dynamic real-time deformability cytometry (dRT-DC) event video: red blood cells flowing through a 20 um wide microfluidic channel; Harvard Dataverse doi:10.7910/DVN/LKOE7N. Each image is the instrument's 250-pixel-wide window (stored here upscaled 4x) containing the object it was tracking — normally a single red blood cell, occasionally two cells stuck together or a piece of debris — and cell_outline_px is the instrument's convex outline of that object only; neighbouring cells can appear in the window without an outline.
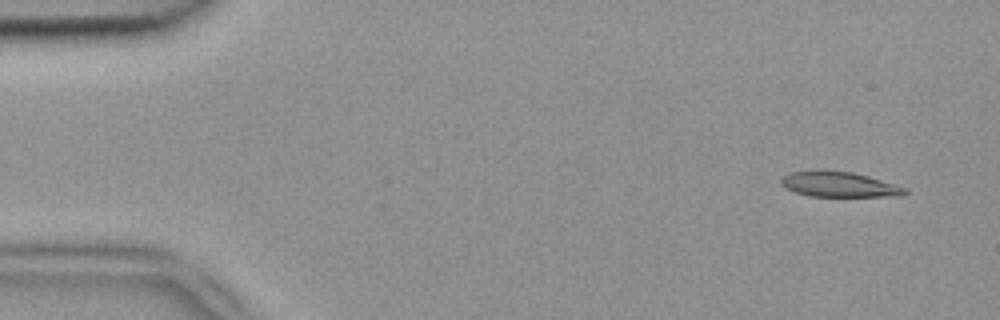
{"species": "common noctule bat (a hibernating species)", "species_latin": "Nyctalus noctula", "temperature_condition": "room temperature", "stored_images_in_passage": 5, "camera_frame_rate_fps": 3000, "um_per_image_px": 0.085, "animal": {"sex": "female", "body_mass_g": 18.4}, "frame": {"image": 1, "passage_image": 1, "time_ms": 0.0, "image_size_px": [1000, 320], "cell_outline_px": [[908, 192], [904, 196], [808, 196], [784, 188], [780, 184], [780, 176], [788, 172], [816, 168], [852, 172], [868, 176], [908, 188]], "centroid_in_image_um": [71.25, 15.64], "position_along_channel_um": 13.8, "area_um2": 18.84}}
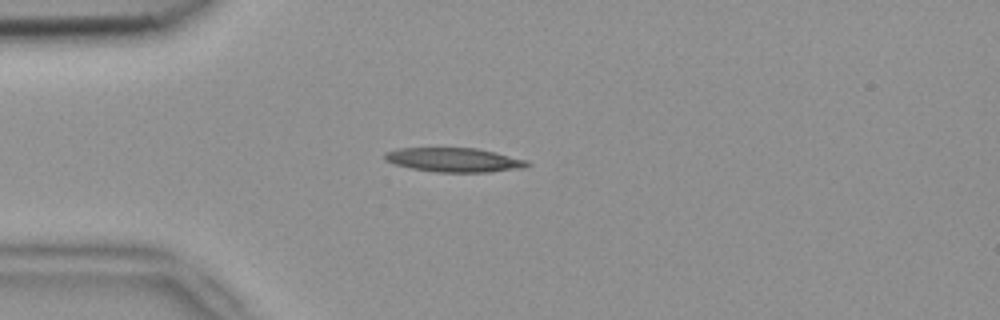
{"frame": {"image": 2, "passage_image": 4, "time_ms": 1.0, "image_size_px": [1000, 320], "cell_outline_px": [[532, 164], [524, 168], [488, 172], [440, 172], [412, 168], [396, 164], [384, 160], [384, 152], [400, 148], [476, 148], [496, 152], [528, 160]], "centroid_in_image_um": [38.64, 13.59], "position_along_channel_um": 46.4, "area_um2": 20.06}}